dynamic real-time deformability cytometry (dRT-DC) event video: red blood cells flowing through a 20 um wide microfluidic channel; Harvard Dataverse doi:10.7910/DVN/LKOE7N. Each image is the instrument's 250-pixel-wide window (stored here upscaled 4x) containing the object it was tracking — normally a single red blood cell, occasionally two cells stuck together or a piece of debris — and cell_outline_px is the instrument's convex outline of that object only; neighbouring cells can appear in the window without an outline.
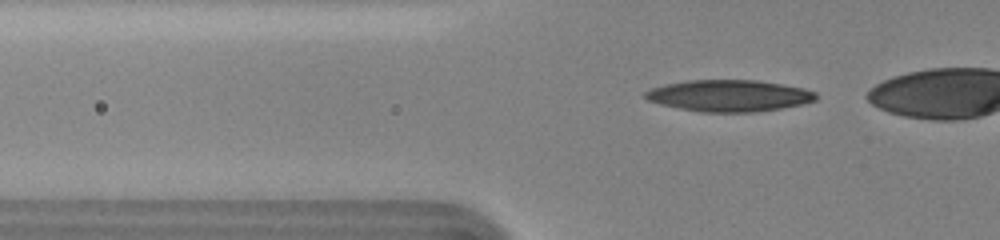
{"species": "human", "species_latin": "Homo sapiens", "temperature_condition": "cold", "stored_images_in_passage": 48, "camera_frame_rate_fps": 3000, "um_per_image_px": 0.085, "donor": {"sex": "female"}, "frame": {"image": 1, "passage_image": 32, "time_ms": 6.0, "image_size_px": [1000, 240], "cell_outline_px": [[816, 100], [800, 104], [780, 108], [752, 112], [700, 112], [660, 104], [648, 100], [644, 96], [644, 92], [652, 88], [664, 84], [688, 80], [756, 80], [804, 88], [816, 92]], "centroid_in_image_um": [61.94, 8.13], "position_along_channel_um": 63.9, "area_um2": 31.21}}